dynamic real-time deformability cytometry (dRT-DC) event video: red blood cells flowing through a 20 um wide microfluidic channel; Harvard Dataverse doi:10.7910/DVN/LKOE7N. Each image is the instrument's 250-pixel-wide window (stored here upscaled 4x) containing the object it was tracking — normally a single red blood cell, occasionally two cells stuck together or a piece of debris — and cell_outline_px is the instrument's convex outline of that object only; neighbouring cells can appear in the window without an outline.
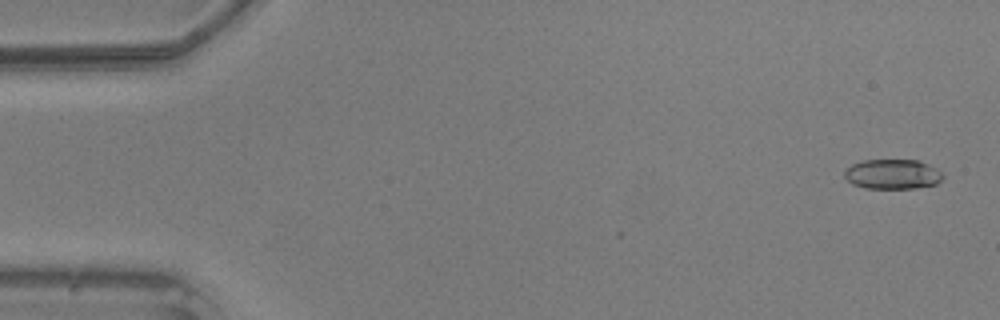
{"species": "common noctule bat (a hibernating species)", "species_latin": "Nyctalus noctula", "temperature_condition": "warm", "stored_images_in_passage": 5, "camera_frame_rate_fps": 3000, "um_per_image_px": 0.085, "animal": {"sex": "male", "body_mass_g": 20.5, "forearm_length_mm": 52.5}, "frame": {"image": 1, "passage_image": 2, "time_ms": 0.333, "image_size_px": [1000, 320], "cell_outline_px": [[944, 176], [936, 184], [916, 188], [864, 188], [852, 184], [844, 176], [844, 168], [852, 164], [864, 160], [920, 160], [936, 168]], "centroid_in_image_um": [75.84, 14.8], "position_along_channel_um": 9.2, "area_um2": 17.17}}